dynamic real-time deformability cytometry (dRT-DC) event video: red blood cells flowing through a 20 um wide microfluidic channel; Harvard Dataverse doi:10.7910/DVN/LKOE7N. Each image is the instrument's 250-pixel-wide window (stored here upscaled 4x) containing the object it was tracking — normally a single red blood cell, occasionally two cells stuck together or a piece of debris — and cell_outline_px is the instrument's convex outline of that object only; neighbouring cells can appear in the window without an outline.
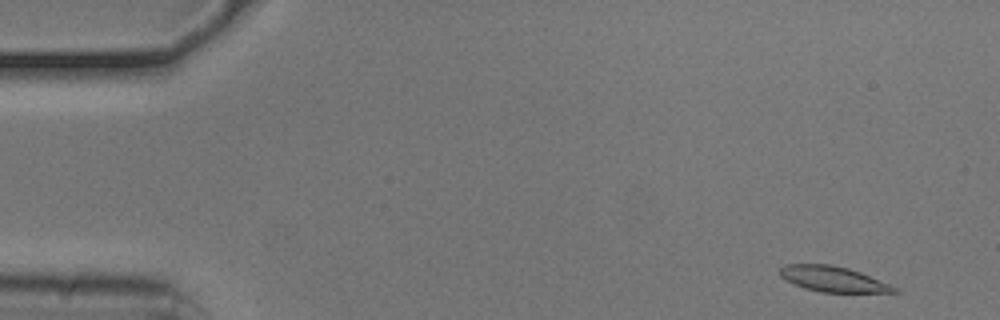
{"species": "common noctule bat (a hibernating species)", "species_latin": "Nyctalus noctula", "temperature_condition": "cold", "stored_images_in_passage": 52, "camera_frame_rate_fps": 3000, "um_per_image_px": 0.085, "animal": {"sex": "male", "body_mass_g": 20.5, "forearm_length_mm": 52.5}, "frame": {"image": 1, "passage_image": 2, "time_ms": 0.333, "image_size_px": [1000, 320], "cell_outline_px": [[900, 292], [820, 292], [804, 288], [792, 284], [784, 280], [780, 276], [780, 268], [784, 264], [828, 264], [848, 268], [860, 272], [900, 288]], "centroid_in_image_um": [70.79, 23.72], "position_along_channel_um": 14.2, "area_um2": 17.05}}
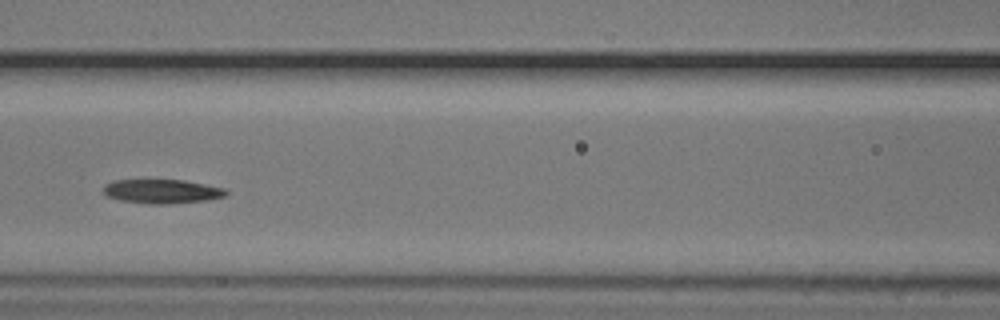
{"frame": {"image": 2, "passage_image": 22, "time_ms": 7.0, "image_size_px": [1000, 320], "cell_outline_px": [[228, 196], [208, 200], [168, 204], [148, 204], [120, 200], [108, 196], [104, 192], [104, 184], [112, 180], [184, 180], [224, 188], [228, 192]], "centroid_in_image_um": [13.79, 16.27], "position_along_channel_um": 152.8, "area_um2": 17.28}}
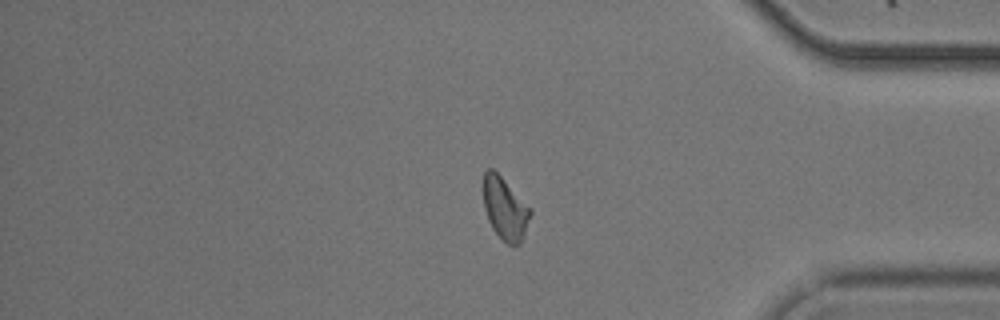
{"frame": {"image": 3, "passage_image": 43, "time_ms": 14.0, "image_size_px": [1000, 320], "cell_outline_px": [[532, 212], [524, 236], [520, 244], [512, 248], [492, 228], [488, 220], [484, 208], [484, 168], [492, 168], [532, 208]], "centroid_in_image_um": [42.95, 17.75], "position_along_channel_um": 392.3, "area_um2": 17.11}}